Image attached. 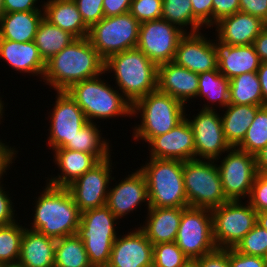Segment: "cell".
I'll return each mask as SVG.
<instances>
[{"instance_id":"b9f144b4","label":"cell","mask_w":267,"mask_h":267,"mask_svg":"<svg viewBox=\"0 0 267 267\" xmlns=\"http://www.w3.org/2000/svg\"><path fill=\"white\" fill-rule=\"evenodd\" d=\"M74 2L89 29L104 18L103 0H74Z\"/></svg>"},{"instance_id":"83f0119b","label":"cell","mask_w":267,"mask_h":267,"mask_svg":"<svg viewBox=\"0 0 267 267\" xmlns=\"http://www.w3.org/2000/svg\"><path fill=\"white\" fill-rule=\"evenodd\" d=\"M44 18L51 24L68 31L76 38L88 37L85 25L74 0H47L43 4Z\"/></svg>"},{"instance_id":"74e56055","label":"cell","mask_w":267,"mask_h":267,"mask_svg":"<svg viewBox=\"0 0 267 267\" xmlns=\"http://www.w3.org/2000/svg\"><path fill=\"white\" fill-rule=\"evenodd\" d=\"M267 145V105L261 106L237 148L249 154H258Z\"/></svg>"},{"instance_id":"d590c367","label":"cell","mask_w":267,"mask_h":267,"mask_svg":"<svg viewBox=\"0 0 267 267\" xmlns=\"http://www.w3.org/2000/svg\"><path fill=\"white\" fill-rule=\"evenodd\" d=\"M162 19L176 25L182 31L191 26L189 33L198 32L204 25L193 15L190 0H162Z\"/></svg>"},{"instance_id":"91938a15","label":"cell","mask_w":267,"mask_h":267,"mask_svg":"<svg viewBox=\"0 0 267 267\" xmlns=\"http://www.w3.org/2000/svg\"><path fill=\"white\" fill-rule=\"evenodd\" d=\"M183 267H199L198 264L194 260H190L185 266Z\"/></svg>"},{"instance_id":"52a82bcc","label":"cell","mask_w":267,"mask_h":267,"mask_svg":"<svg viewBox=\"0 0 267 267\" xmlns=\"http://www.w3.org/2000/svg\"><path fill=\"white\" fill-rule=\"evenodd\" d=\"M117 220L107 205L81 213L77 235L84 243L92 267L108 266L118 236L115 231Z\"/></svg>"},{"instance_id":"5bb4252c","label":"cell","mask_w":267,"mask_h":267,"mask_svg":"<svg viewBox=\"0 0 267 267\" xmlns=\"http://www.w3.org/2000/svg\"><path fill=\"white\" fill-rule=\"evenodd\" d=\"M50 117L48 145L50 149L64 148L78 134L88 120L82 109L67 91H57Z\"/></svg>"},{"instance_id":"484cf974","label":"cell","mask_w":267,"mask_h":267,"mask_svg":"<svg viewBox=\"0 0 267 267\" xmlns=\"http://www.w3.org/2000/svg\"><path fill=\"white\" fill-rule=\"evenodd\" d=\"M55 165L61 170L58 176L47 179V184L54 187H67L100 161L92 154L71 149H55Z\"/></svg>"},{"instance_id":"ac0fdd59","label":"cell","mask_w":267,"mask_h":267,"mask_svg":"<svg viewBox=\"0 0 267 267\" xmlns=\"http://www.w3.org/2000/svg\"><path fill=\"white\" fill-rule=\"evenodd\" d=\"M107 267H153V244L138 227L117 236Z\"/></svg>"},{"instance_id":"4dcf8cb0","label":"cell","mask_w":267,"mask_h":267,"mask_svg":"<svg viewBox=\"0 0 267 267\" xmlns=\"http://www.w3.org/2000/svg\"><path fill=\"white\" fill-rule=\"evenodd\" d=\"M76 39L71 33L51 24L43 17L39 23L34 43L38 48L41 58L46 63Z\"/></svg>"},{"instance_id":"5b68a950","label":"cell","mask_w":267,"mask_h":267,"mask_svg":"<svg viewBox=\"0 0 267 267\" xmlns=\"http://www.w3.org/2000/svg\"><path fill=\"white\" fill-rule=\"evenodd\" d=\"M101 75L73 84L68 94L84 112L88 122L93 119H110L111 117H131L132 104L116 87L101 80ZM117 88V90H115Z\"/></svg>"},{"instance_id":"6125c7cd","label":"cell","mask_w":267,"mask_h":267,"mask_svg":"<svg viewBox=\"0 0 267 267\" xmlns=\"http://www.w3.org/2000/svg\"><path fill=\"white\" fill-rule=\"evenodd\" d=\"M4 267H19V266L15 265V266H4Z\"/></svg>"},{"instance_id":"11a10c76","label":"cell","mask_w":267,"mask_h":267,"mask_svg":"<svg viewBox=\"0 0 267 267\" xmlns=\"http://www.w3.org/2000/svg\"><path fill=\"white\" fill-rule=\"evenodd\" d=\"M257 75L261 85L263 102L267 105V62H261Z\"/></svg>"},{"instance_id":"94428289","label":"cell","mask_w":267,"mask_h":267,"mask_svg":"<svg viewBox=\"0 0 267 267\" xmlns=\"http://www.w3.org/2000/svg\"><path fill=\"white\" fill-rule=\"evenodd\" d=\"M4 14V4L3 0H0V17Z\"/></svg>"},{"instance_id":"cb8c5ba5","label":"cell","mask_w":267,"mask_h":267,"mask_svg":"<svg viewBox=\"0 0 267 267\" xmlns=\"http://www.w3.org/2000/svg\"><path fill=\"white\" fill-rule=\"evenodd\" d=\"M145 225L140 229L153 244L175 242L182 211L185 208L149 207Z\"/></svg>"},{"instance_id":"ee69618b","label":"cell","mask_w":267,"mask_h":267,"mask_svg":"<svg viewBox=\"0 0 267 267\" xmlns=\"http://www.w3.org/2000/svg\"><path fill=\"white\" fill-rule=\"evenodd\" d=\"M194 261L199 267H230L229 248H216Z\"/></svg>"},{"instance_id":"816d5d0a","label":"cell","mask_w":267,"mask_h":267,"mask_svg":"<svg viewBox=\"0 0 267 267\" xmlns=\"http://www.w3.org/2000/svg\"><path fill=\"white\" fill-rule=\"evenodd\" d=\"M132 0H103L104 17H113L129 12Z\"/></svg>"},{"instance_id":"f6af8a7d","label":"cell","mask_w":267,"mask_h":267,"mask_svg":"<svg viewBox=\"0 0 267 267\" xmlns=\"http://www.w3.org/2000/svg\"><path fill=\"white\" fill-rule=\"evenodd\" d=\"M230 267H267V259L260 256L241 254L229 248Z\"/></svg>"},{"instance_id":"d6a6232c","label":"cell","mask_w":267,"mask_h":267,"mask_svg":"<svg viewBox=\"0 0 267 267\" xmlns=\"http://www.w3.org/2000/svg\"><path fill=\"white\" fill-rule=\"evenodd\" d=\"M229 103L265 106L257 72H248L230 79Z\"/></svg>"},{"instance_id":"44dd1931","label":"cell","mask_w":267,"mask_h":267,"mask_svg":"<svg viewBox=\"0 0 267 267\" xmlns=\"http://www.w3.org/2000/svg\"><path fill=\"white\" fill-rule=\"evenodd\" d=\"M198 84L199 74L173 61L158 65L157 90L176 98L184 105L189 99L196 98Z\"/></svg>"},{"instance_id":"4fadbf2b","label":"cell","mask_w":267,"mask_h":267,"mask_svg":"<svg viewBox=\"0 0 267 267\" xmlns=\"http://www.w3.org/2000/svg\"><path fill=\"white\" fill-rule=\"evenodd\" d=\"M185 34L179 27L160 18L140 23L136 48L157 66L174 60L181 37Z\"/></svg>"},{"instance_id":"e575fe53","label":"cell","mask_w":267,"mask_h":267,"mask_svg":"<svg viewBox=\"0 0 267 267\" xmlns=\"http://www.w3.org/2000/svg\"><path fill=\"white\" fill-rule=\"evenodd\" d=\"M54 267H92L77 234L56 239Z\"/></svg>"},{"instance_id":"f5cc1de1","label":"cell","mask_w":267,"mask_h":267,"mask_svg":"<svg viewBox=\"0 0 267 267\" xmlns=\"http://www.w3.org/2000/svg\"><path fill=\"white\" fill-rule=\"evenodd\" d=\"M18 150L16 151L14 147L11 148L9 145H6V143H3L2 139L0 140V180L3 179L2 175L4 176V173L10 165L13 163L15 155ZM2 178V179H1Z\"/></svg>"},{"instance_id":"60d3db41","label":"cell","mask_w":267,"mask_h":267,"mask_svg":"<svg viewBox=\"0 0 267 267\" xmlns=\"http://www.w3.org/2000/svg\"><path fill=\"white\" fill-rule=\"evenodd\" d=\"M129 13L140 23L162 17V0H132Z\"/></svg>"},{"instance_id":"7dc6e473","label":"cell","mask_w":267,"mask_h":267,"mask_svg":"<svg viewBox=\"0 0 267 267\" xmlns=\"http://www.w3.org/2000/svg\"><path fill=\"white\" fill-rule=\"evenodd\" d=\"M213 1V26L221 18L233 15L240 11L239 0H212Z\"/></svg>"},{"instance_id":"d6986e66","label":"cell","mask_w":267,"mask_h":267,"mask_svg":"<svg viewBox=\"0 0 267 267\" xmlns=\"http://www.w3.org/2000/svg\"><path fill=\"white\" fill-rule=\"evenodd\" d=\"M148 145L149 158L183 162L195 159L194 134L186 118L169 132L154 137Z\"/></svg>"},{"instance_id":"3957f363","label":"cell","mask_w":267,"mask_h":267,"mask_svg":"<svg viewBox=\"0 0 267 267\" xmlns=\"http://www.w3.org/2000/svg\"><path fill=\"white\" fill-rule=\"evenodd\" d=\"M157 68L158 66L137 48L110 56L104 65L106 73H114L115 84L132 105L157 90Z\"/></svg>"},{"instance_id":"681fc988","label":"cell","mask_w":267,"mask_h":267,"mask_svg":"<svg viewBox=\"0 0 267 267\" xmlns=\"http://www.w3.org/2000/svg\"><path fill=\"white\" fill-rule=\"evenodd\" d=\"M240 11L260 18L267 24V0H239Z\"/></svg>"},{"instance_id":"c3c4849f","label":"cell","mask_w":267,"mask_h":267,"mask_svg":"<svg viewBox=\"0 0 267 267\" xmlns=\"http://www.w3.org/2000/svg\"><path fill=\"white\" fill-rule=\"evenodd\" d=\"M1 183L0 180V225H8L17 220L15 219L16 215H14L16 210H14L13 202Z\"/></svg>"},{"instance_id":"d4e9b609","label":"cell","mask_w":267,"mask_h":267,"mask_svg":"<svg viewBox=\"0 0 267 267\" xmlns=\"http://www.w3.org/2000/svg\"><path fill=\"white\" fill-rule=\"evenodd\" d=\"M0 58L20 73H30L43 79L46 63L41 58L34 41L15 42L0 39Z\"/></svg>"},{"instance_id":"f907efd6","label":"cell","mask_w":267,"mask_h":267,"mask_svg":"<svg viewBox=\"0 0 267 267\" xmlns=\"http://www.w3.org/2000/svg\"><path fill=\"white\" fill-rule=\"evenodd\" d=\"M38 0H3L4 13H12L19 11H43L41 7H37Z\"/></svg>"},{"instance_id":"8d00e7d4","label":"cell","mask_w":267,"mask_h":267,"mask_svg":"<svg viewBox=\"0 0 267 267\" xmlns=\"http://www.w3.org/2000/svg\"><path fill=\"white\" fill-rule=\"evenodd\" d=\"M24 229L25 226L17 220L8 225H0V263L3 266L17 265Z\"/></svg>"},{"instance_id":"7bdbcfd3","label":"cell","mask_w":267,"mask_h":267,"mask_svg":"<svg viewBox=\"0 0 267 267\" xmlns=\"http://www.w3.org/2000/svg\"><path fill=\"white\" fill-rule=\"evenodd\" d=\"M247 202L256 212L267 211V178L257 173Z\"/></svg>"},{"instance_id":"7402d4cb","label":"cell","mask_w":267,"mask_h":267,"mask_svg":"<svg viewBox=\"0 0 267 267\" xmlns=\"http://www.w3.org/2000/svg\"><path fill=\"white\" fill-rule=\"evenodd\" d=\"M214 41L218 71L227 79L258 71L261 61L253 44L233 46L222 42L217 37Z\"/></svg>"},{"instance_id":"7c38bea8","label":"cell","mask_w":267,"mask_h":267,"mask_svg":"<svg viewBox=\"0 0 267 267\" xmlns=\"http://www.w3.org/2000/svg\"><path fill=\"white\" fill-rule=\"evenodd\" d=\"M220 161L222 188L227 201H241L249 197L257 174L255 156L237 147H231Z\"/></svg>"},{"instance_id":"4316f807","label":"cell","mask_w":267,"mask_h":267,"mask_svg":"<svg viewBox=\"0 0 267 267\" xmlns=\"http://www.w3.org/2000/svg\"><path fill=\"white\" fill-rule=\"evenodd\" d=\"M56 239L29 228L21 239L19 267H54Z\"/></svg>"},{"instance_id":"603a6c76","label":"cell","mask_w":267,"mask_h":267,"mask_svg":"<svg viewBox=\"0 0 267 267\" xmlns=\"http://www.w3.org/2000/svg\"><path fill=\"white\" fill-rule=\"evenodd\" d=\"M216 37L227 44L250 45L267 26L260 18L241 11L221 18L214 24Z\"/></svg>"},{"instance_id":"db71d44e","label":"cell","mask_w":267,"mask_h":267,"mask_svg":"<svg viewBox=\"0 0 267 267\" xmlns=\"http://www.w3.org/2000/svg\"><path fill=\"white\" fill-rule=\"evenodd\" d=\"M256 53L261 62H267V26L261 31L253 42Z\"/></svg>"},{"instance_id":"6f0895ef","label":"cell","mask_w":267,"mask_h":267,"mask_svg":"<svg viewBox=\"0 0 267 267\" xmlns=\"http://www.w3.org/2000/svg\"><path fill=\"white\" fill-rule=\"evenodd\" d=\"M257 224L267 230V211L257 212Z\"/></svg>"},{"instance_id":"9f6ffc18","label":"cell","mask_w":267,"mask_h":267,"mask_svg":"<svg viewBox=\"0 0 267 267\" xmlns=\"http://www.w3.org/2000/svg\"><path fill=\"white\" fill-rule=\"evenodd\" d=\"M257 173H267V145L255 155Z\"/></svg>"},{"instance_id":"bcb514c9","label":"cell","mask_w":267,"mask_h":267,"mask_svg":"<svg viewBox=\"0 0 267 267\" xmlns=\"http://www.w3.org/2000/svg\"><path fill=\"white\" fill-rule=\"evenodd\" d=\"M192 4L193 15L206 28H213V1L212 0H190Z\"/></svg>"},{"instance_id":"8fae6325","label":"cell","mask_w":267,"mask_h":267,"mask_svg":"<svg viewBox=\"0 0 267 267\" xmlns=\"http://www.w3.org/2000/svg\"><path fill=\"white\" fill-rule=\"evenodd\" d=\"M175 243L190 260L215 250L211 210L186 207L182 211Z\"/></svg>"},{"instance_id":"9a60e30c","label":"cell","mask_w":267,"mask_h":267,"mask_svg":"<svg viewBox=\"0 0 267 267\" xmlns=\"http://www.w3.org/2000/svg\"><path fill=\"white\" fill-rule=\"evenodd\" d=\"M215 110L201 109L192 120L185 115L194 134L195 159L217 162L220 155L231 148L223 132L221 116Z\"/></svg>"},{"instance_id":"6da1fadb","label":"cell","mask_w":267,"mask_h":267,"mask_svg":"<svg viewBox=\"0 0 267 267\" xmlns=\"http://www.w3.org/2000/svg\"><path fill=\"white\" fill-rule=\"evenodd\" d=\"M104 65L88 37L77 38L46 62L43 82L55 91H66L75 83L105 74Z\"/></svg>"},{"instance_id":"7a4b0ae2","label":"cell","mask_w":267,"mask_h":267,"mask_svg":"<svg viewBox=\"0 0 267 267\" xmlns=\"http://www.w3.org/2000/svg\"><path fill=\"white\" fill-rule=\"evenodd\" d=\"M34 201L31 230L54 239L77 234L81 212L67 188L46 184Z\"/></svg>"},{"instance_id":"ba28073f","label":"cell","mask_w":267,"mask_h":267,"mask_svg":"<svg viewBox=\"0 0 267 267\" xmlns=\"http://www.w3.org/2000/svg\"><path fill=\"white\" fill-rule=\"evenodd\" d=\"M215 160L183 162V180L188 207L212 210L227 202Z\"/></svg>"},{"instance_id":"f1b7e54d","label":"cell","mask_w":267,"mask_h":267,"mask_svg":"<svg viewBox=\"0 0 267 267\" xmlns=\"http://www.w3.org/2000/svg\"><path fill=\"white\" fill-rule=\"evenodd\" d=\"M44 11L4 13L0 17V39L19 43L34 41Z\"/></svg>"},{"instance_id":"680465c9","label":"cell","mask_w":267,"mask_h":267,"mask_svg":"<svg viewBox=\"0 0 267 267\" xmlns=\"http://www.w3.org/2000/svg\"><path fill=\"white\" fill-rule=\"evenodd\" d=\"M4 102L2 101V98L0 97V119H2V117H3V113H4V104H3ZM0 122H1V120H0ZM1 124V123H0Z\"/></svg>"},{"instance_id":"1f68e13d","label":"cell","mask_w":267,"mask_h":267,"mask_svg":"<svg viewBox=\"0 0 267 267\" xmlns=\"http://www.w3.org/2000/svg\"><path fill=\"white\" fill-rule=\"evenodd\" d=\"M230 80L218 70H211L199 74L197 97H205L210 103L203 104L202 109H214L212 105L217 103L220 108H226L229 103ZM209 104V105H208Z\"/></svg>"},{"instance_id":"ab89813d","label":"cell","mask_w":267,"mask_h":267,"mask_svg":"<svg viewBox=\"0 0 267 267\" xmlns=\"http://www.w3.org/2000/svg\"><path fill=\"white\" fill-rule=\"evenodd\" d=\"M241 254L267 259V230L256 224L234 247Z\"/></svg>"},{"instance_id":"2e32d148","label":"cell","mask_w":267,"mask_h":267,"mask_svg":"<svg viewBox=\"0 0 267 267\" xmlns=\"http://www.w3.org/2000/svg\"><path fill=\"white\" fill-rule=\"evenodd\" d=\"M112 165L110 156L66 187L81 213L106 205L109 184L114 180Z\"/></svg>"},{"instance_id":"30bf717a","label":"cell","mask_w":267,"mask_h":267,"mask_svg":"<svg viewBox=\"0 0 267 267\" xmlns=\"http://www.w3.org/2000/svg\"><path fill=\"white\" fill-rule=\"evenodd\" d=\"M245 202L246 205L242 201H227L211 210L213 239L217 248H234L257 224V212Z\"/></svg>"},{"instance_id":"277c9868","label":"cell","mask_w":267,"mask_h":267,"mask_svg":"<svg viewBox=\"0 0 267 267\" xmlns=\"http://www.w3.org/2000/svg\"><path fill=\"white\" fill-rule=\"evenodd\" d=\"M185 107L176 98L158 90L140 98L132 105V116L141 114V124L135 125L133 139L149 143L154 137L169 132L185 118Z\"/></svg>"},{"instance_id":"836d02e7","label":"cell","mask_w":267,"mask_h":267,"mask_svg":"<svg viewBox=\"0 0 267 267\" xmlns=\"http://www.w3.org/2000/svg\"><path fill=\"white\" fill-rule=\"evenodd\" d=\"M95 123L88 122L64 148L92 154L99 161L110 157L109 141L101 136V129Z\"/></svg>"},{"instance_id":"ffe728a7","label":"cell","mask_w":267,"mask_h":267,"mask_svg":"<svg viewBox=\"0 0 267 267\" xmlns=\"http://www.w3.org/2000/svg\"><path fill=\"white\" fill-rule=\"evenodd\" d=\"M148 201L146 179L138 169L116 183L114 188H109L106 205L118 219H122L144 202L149 208Z\"/></svg>"},{"instance_id":"e0dca14e","label":"cell","mask_w":267,"mask_h":267,"mask_svg":"<svg viewBox=\"0 0 267 267\" xmlns=\"http://www.w3.org/2000/svg\"><path fill=\"white\" fill-rule=\"evenodd\" d=\"M173 62L197 74L218 70L213 40L205 38L201 31L181 37Z\"/></svg>"},{"instance_id":"9c48e42d","label":"cell","mask_w":267,"mask_h":267,"mask_svg":"<svg viewBox=\"0 0 267 267\" xmlns=\"http://www.w3.org/2000/svg\"><path fill=\"white\" fill-rule=\"evenodd\" d=\"M139 30L140 22L127 12L101 19L89 29L88 39L106 61L114 54L136 48Z\"/></svg>"},{"instance_id":"f546056e","label":"cell","mask_w":267,"mask_h":267,"mask_svg":"<svg viewBox=\"0 0 267 267\" xmlns=\"http://www.w3.org/2000/svg\"><path fill=\"white\" fill-rule=\"evenodd\" d=\"M261 106L229 104L221 115L225 138L231 147H237L244 139L255 114Z\"/></svg>"},{"instance_id":"8992f818","label":"cell","mask_w":267,"mask_h":267,"mask_svg":"<svg viewBox=\"0 0 267 267\" xmlns=\"http://www.w3.org/2000/svg\"><path fill=\"white\" fill-rule=\"evenodd\" d=\"M149 159L139 169L146 179L149 207H188L183 161Z\"/></svg>"},{"instance_id":"f35d334b","label":"cell","mask_w":267,"mask_h":267,"mask_svg":"<svg viewBox=\"0 0 267 267\" xmlns=\"http://www.w3.org/2000/svg\"><path fill=\"white\" fill-rule=\"evenodd\" d=\"M189 261L175 242L153 245V267H183Z\"/></svg>"}]
</instances>
